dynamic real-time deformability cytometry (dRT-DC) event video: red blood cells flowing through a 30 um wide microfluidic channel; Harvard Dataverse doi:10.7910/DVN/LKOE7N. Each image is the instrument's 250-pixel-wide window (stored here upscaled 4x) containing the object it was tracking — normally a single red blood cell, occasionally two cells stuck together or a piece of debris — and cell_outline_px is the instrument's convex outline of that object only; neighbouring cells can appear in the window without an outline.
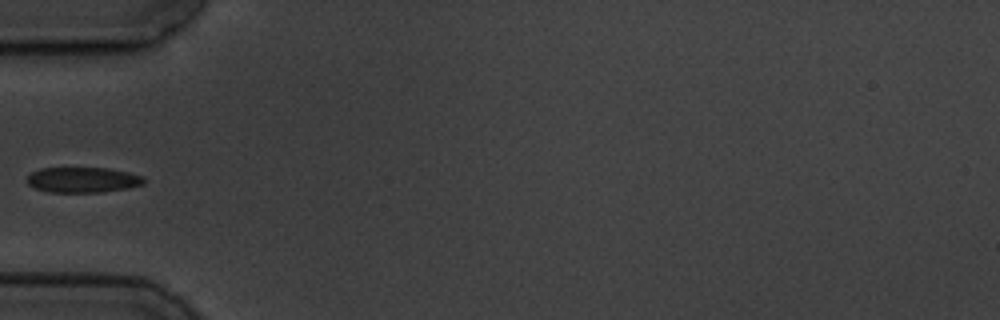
{"species": "common noctule bat (a hibernating species)", "species_latin": "Nyctalus noctula", "temperature_condition": "cold", "stored_images_in_passage": 4, "camera_frame_rate_fps": 3000, "um_per_image_px": 0.085, "animal": {"sex": "male", "body_mass_g": 19.5, "forearm_length_mm": 54.6}, "frame": {"image": 1, "passage_image": 4, "time_ms": 4.333, "image_size_px": [1000, 320], "cell_outline_px": [[144, 184], [128, 188], [100, 192], [48, 192], [36, 188], [28, 184], [28, 176], [32, 172], [40, 168], [108, 168], [128, 172], [144, 176]], "centroid_in_image_um": [7.06, 15.28], "position_along_channel_um": 77.9, "area_um2": 17.22}}